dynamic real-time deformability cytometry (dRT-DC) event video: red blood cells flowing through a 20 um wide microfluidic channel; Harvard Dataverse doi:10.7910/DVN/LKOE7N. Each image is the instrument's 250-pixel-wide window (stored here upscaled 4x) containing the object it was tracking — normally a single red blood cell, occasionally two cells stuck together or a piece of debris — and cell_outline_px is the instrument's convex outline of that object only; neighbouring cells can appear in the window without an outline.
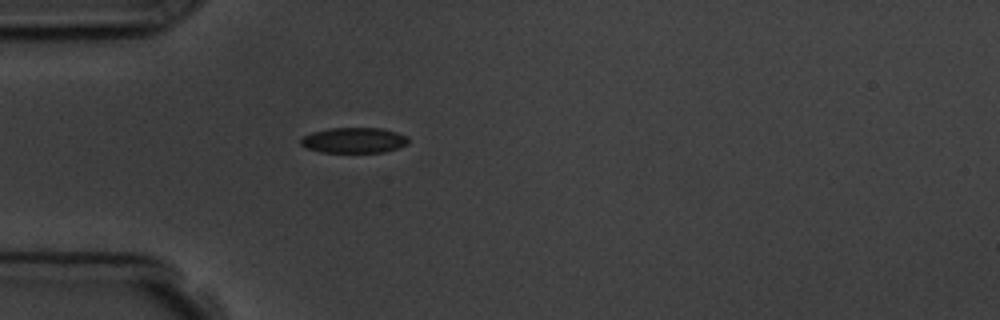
{"species": "common noctule bat (a hibernating species)", "species_latin": "Nyctalus noctula", "temperature_condition": "room temperature", "stored_images_in_passage": 1, "camera_frame_rate_fps": 3000, "um_per_image_px": 0.085, "animal": {"sex": "male", "body_mass_g": 19.5, "forearm_length_mm": 54.6}, "frame": {"image": 1, "passage_image": 1, "time_ms": 0.0, "image_size_px": [1000, 320], "cell_outline_px": [[408, 144], [400, 148], [384, 152], [320, 152], [304, 148], [300, 144], [300, 140], [304, 136], [312, 132], [328, 128], [380, 128], [396, 132], [408, 136]], "centroid_in_image_um": [30.08, 11.93], "position_along_channel_um": 54.9, "area_um2": 16.13}}